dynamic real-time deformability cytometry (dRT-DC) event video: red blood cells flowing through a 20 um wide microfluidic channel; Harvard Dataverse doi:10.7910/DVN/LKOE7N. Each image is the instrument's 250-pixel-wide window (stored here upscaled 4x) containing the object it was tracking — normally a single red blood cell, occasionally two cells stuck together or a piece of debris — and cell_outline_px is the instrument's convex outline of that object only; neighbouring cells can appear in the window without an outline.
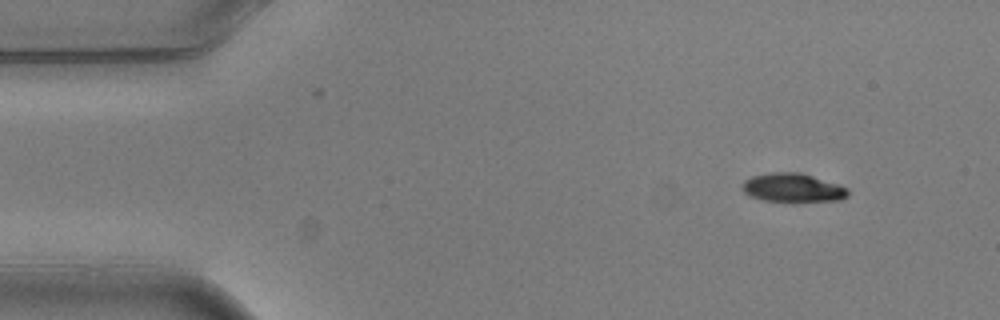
{"species": "common noctule bat (a hibernating species)", "species_latin": "Nyctalus noctula", "temperature_condition": "warm", "stored_images_in_passage": 4, "camera_frame_rate_fps": 3000, "um_per_image_px": 0.085, "animal": {"sex": "male", "body_mass_g": 20.5, "forearm_length_mm": 52.5}, "frame": {"image": 1, "passage_image": 1, "time_ms": 0.0, "image_size_px": [1000, 320], "cell_outline_px": [[848, 196], [840, 200], [792, 204], [764, 200], [748, 196], [740, 188], [740, 184], [744, 180], [752, 176], [772, 172], [800, 172], [840, 184], [848, 188]], "centroid_in_image_um": [67.38, 16.0], "position_along_channel_um": 17.6, "area_um2": 18.67}}
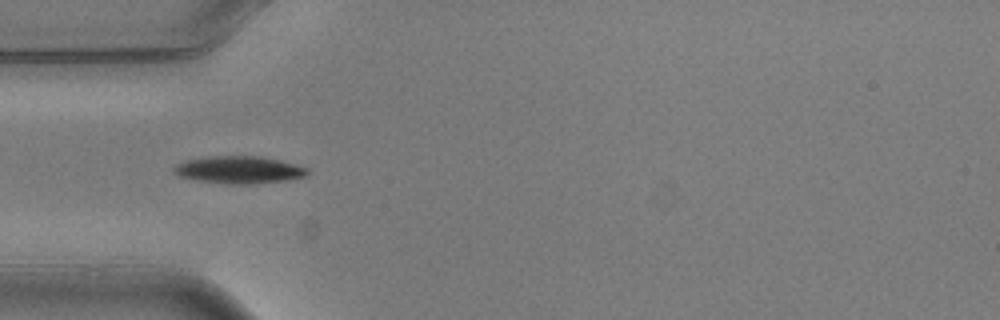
{"frame": {"image": 2, "passage_image": 4, "time_ms": 1.0, "image_size_px": [1000, 320], "cell_outline_px": [[308, 176], [288, 180], [252, 184], [232, 184], [196, 180], [176, 176], [172, 172], [172, 168], [176, 164], [184, 160], [208, 156], [256, 156], [296, 164], [308, 168]], "centroid_in_image_um": [20.27, 14.44], "position_along_channel_um": 64.7, "area_um2": 21.44}}